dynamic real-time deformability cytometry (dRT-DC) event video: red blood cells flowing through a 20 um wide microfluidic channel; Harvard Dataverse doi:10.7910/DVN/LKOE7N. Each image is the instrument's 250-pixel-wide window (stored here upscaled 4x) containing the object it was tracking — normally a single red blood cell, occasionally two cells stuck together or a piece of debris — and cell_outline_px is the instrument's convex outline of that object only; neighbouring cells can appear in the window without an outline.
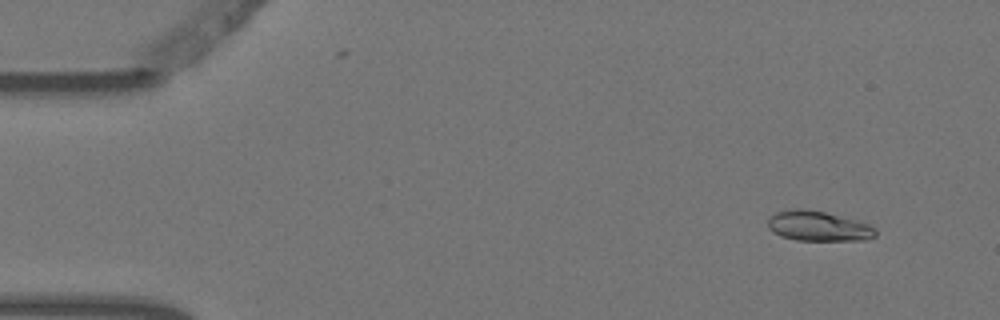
{"species": "Egyptian fruit bat (a non-hibernating species)", "species_latin": "Rousettus aegyptiacus", "temperature_condition": "warm", "stored_images_in_passage": 6, "segment_of_instrument_passage": [1, 2], "camera_frame_rate_fps": 3000, "um_per_image_px": 0.085, "animal": {"sex": "female"}, "frame": {"image": 1, "passage_image": 2, "time_ms": 0.333, "image_size_px": [1000, 320], "cell_outline_px": [[876, 236], [868, 240], [796, 240], [780, 236], [772, 232], [768, 228], [768, 220], [776, 212], [792, 208], [804, 208], [824, 212], [860, 220], [876, 228]], "centroid_in_image_um": [69.57, 19.21], "position_along_channel_um": 15.4, "area_um2": 19.07}}
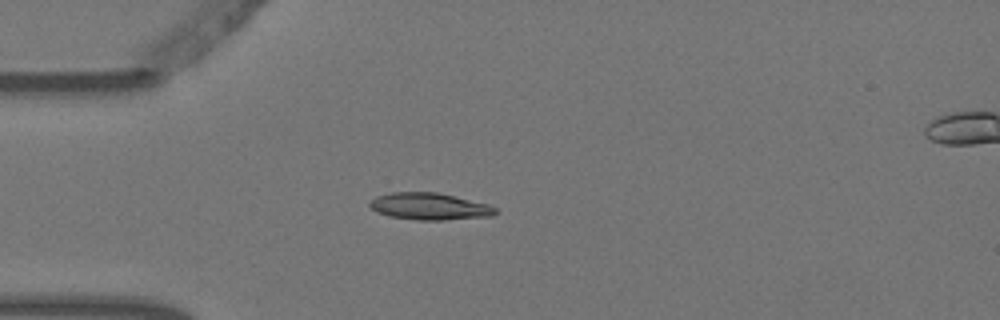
{"frame": {"image": 2, "passage_image": 5, "time_ms": 1.333, "image_size_px": [1000, 320], "cell_outline_px": [[496, 212], [492, 216], [444, 220], [416, 220], [388, 216], [372, 208], [368, 204], [368, 200], [376, 196], [392, 192], [436, 192], [488, 204], [496, 208]], "centroid_in_image_um": [36.48, 17.54], "position_along_channel_um": 48.5, "area_um2": 19.65}}